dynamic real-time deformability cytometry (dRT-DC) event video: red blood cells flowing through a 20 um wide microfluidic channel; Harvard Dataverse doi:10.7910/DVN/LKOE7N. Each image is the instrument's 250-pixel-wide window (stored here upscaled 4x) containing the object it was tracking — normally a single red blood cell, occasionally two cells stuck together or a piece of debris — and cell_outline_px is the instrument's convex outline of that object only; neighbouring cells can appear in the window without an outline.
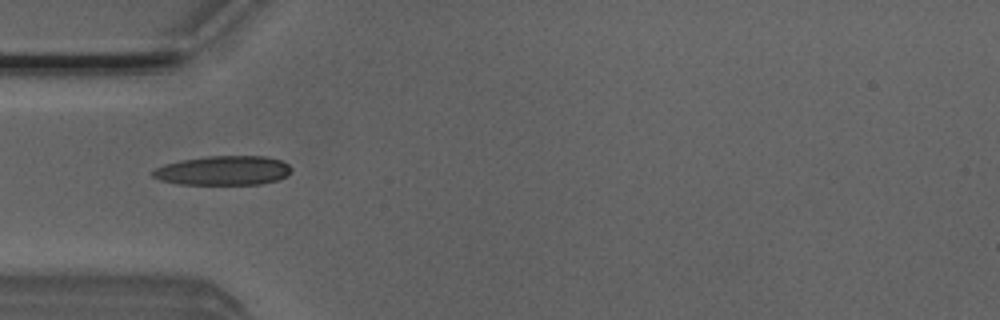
{"species": "Egyptian fruit bat (a non-hibernating species)", "species_latin": "Rousettus aegyptiacus", "temperature_condition": "room temperature", "stored_images_in_passage": 34, "camera_frame_rate_fps": 3000, "um_per_image_px": 0.085, "animal": {"sex": "male"}, "frame": {"image": 1, "passage_image": 5, "time_ms": 1.333, "image_size_px": [1000, 320], "cell_outline_px": [[292, 168], [288, 176], [276, 180], [260, 184], [180, 184], [160, 180], [152, 176], [152, 172], [156, 168], [164, 164], [180, 160], [208, 156], [264, 156], [280, 160], [288, 164]], "centroid_in_image_um": [18.98, 14.49], "position_along_channel_um": 66.0, "area_um2": 23.64}}
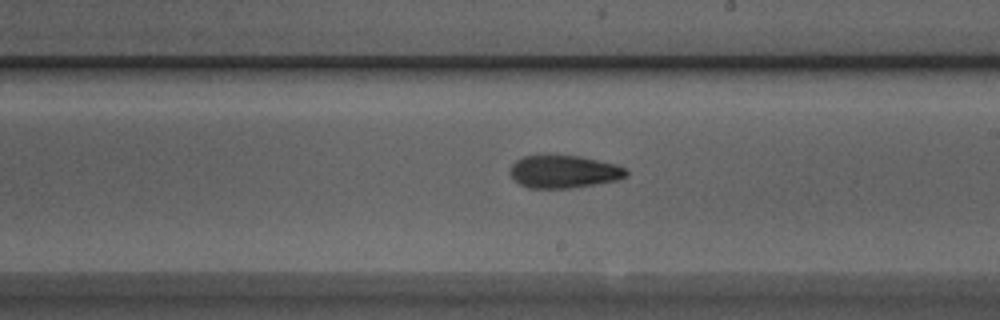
{"frame": {"image": 2, "passage_image": 18, "time_ms": 5.667, "image_size_px": [1000, 320], "cell_outline_px": [[628, 172], [624, 176], [616, 180], [568, 188], [528, 188], [520, 184], [508, 172], [512, 164], [516, 160], [524, 156], [580, 156], [616, 164], [624, 168]], "centroid_in_image_um": [47.89, 14.59], "position_along_channel_um": 241.1, "area_um2": 21.73}}
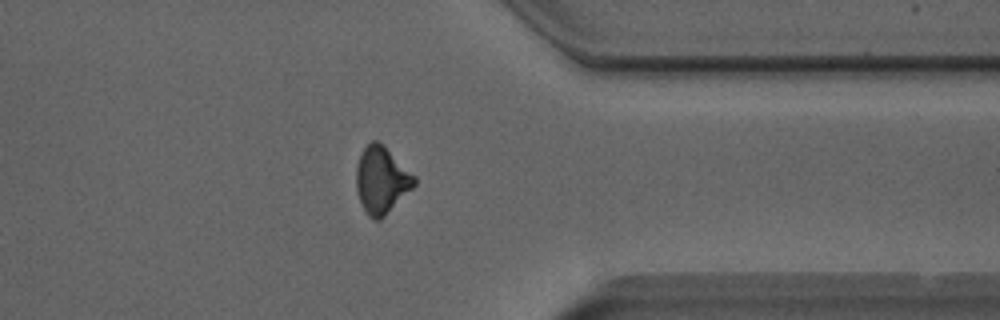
{"frame": {"image": 3, "passage_image": 29, "time_ms": 9.333, "image_size_px": [1000, 320], "cell_outline_px": [[416, 184], [380, 220], [376, 220], [368, 216], [360, 200], [356, 188], [356, 168], [360, 156], [364, 148], [372, 140], [376, 140], [384, 144], [416, 176]], "centroid_in_image_um": [32.44, 15.27], "position_along_channel_um": 379.0, "area_um2": 22.48}, "authors_computed_cell_mechanics": {"area_um2": 22.542, "velocity_mm_per_s": 4.033, "shape_relaxation_time_tau1_ms": 5.4637, "shape_relaxation_time_tau2_ms": 3.1349, "deformation_change_tau1": 0.1501, "deformation_change_tau2": 0.1048}}